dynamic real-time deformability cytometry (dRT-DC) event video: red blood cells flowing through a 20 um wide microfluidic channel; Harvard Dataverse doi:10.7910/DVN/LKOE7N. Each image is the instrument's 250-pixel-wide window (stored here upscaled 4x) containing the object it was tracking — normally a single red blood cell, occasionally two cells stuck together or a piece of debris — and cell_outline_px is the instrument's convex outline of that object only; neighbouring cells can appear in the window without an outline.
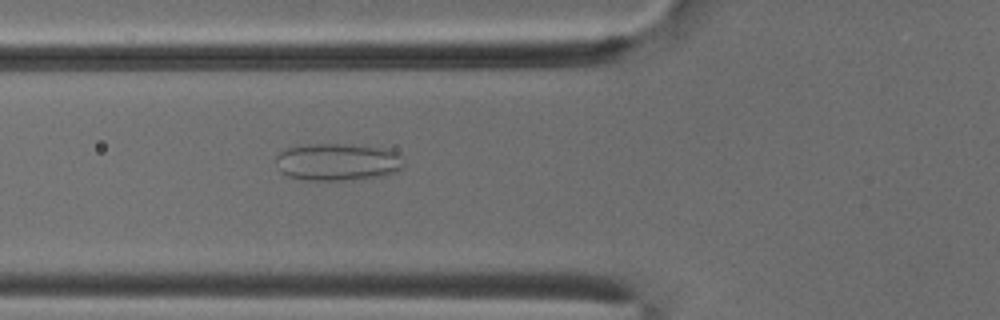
{"species": "common noctule bat (a hibernating species)", "species_latin": "Nyctalus noctula", "temperature_condition": "cold", "stored_images_in_passage": 52, "camera_frame_rate_fps": 3000, "um_per_image_px": 0.085, "animal": {"sex": "male", "body_mass_g": 18.8}, "frame": {"image": 1, "passage_image": 19, "time_ms": 6.0, "image_size_px": [1000, 320], "cell_outline_px": [[404, 168], [400, 172], [380, 176], [348, 180], [300, 180], [288, 176], [280, 172], [276, 160], [276, 156], [280, 152], [288, 148], [308, 144], [352, 144], [384, 148], [396, 152], [400, 156], [404, 164]], "centroid_in_image_um": [28.72, 13.77], "position_along_channel_um": 97.1, "area_um2": 28.09}}
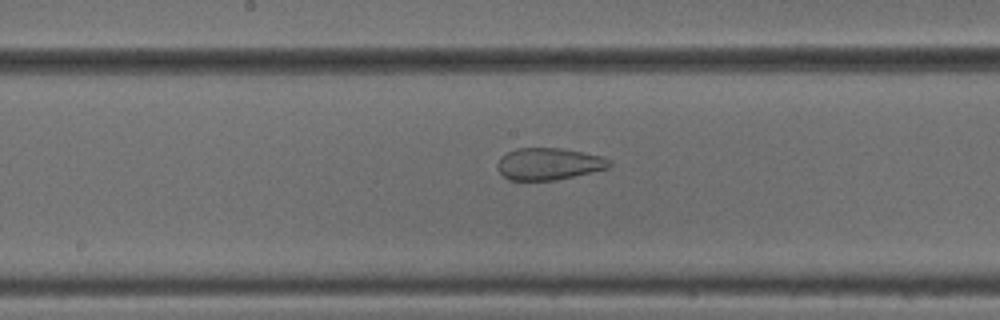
{"frame": {"image": 2, "passage_image": 27, "time_ms": 8.667, "image_size_px": [1000, 320], "cell_outline_px": [[612, 164], [608, 168], [556, 180], [508, 180], [496, 168], [496, 164], [500, 156], [516, 148], [560, 148], [604, 156], [612, 160]], "centroid_in_image_um": [46.64, 13.92], "position_along_channel_um": 201.6, "area_um2": 20.98}}
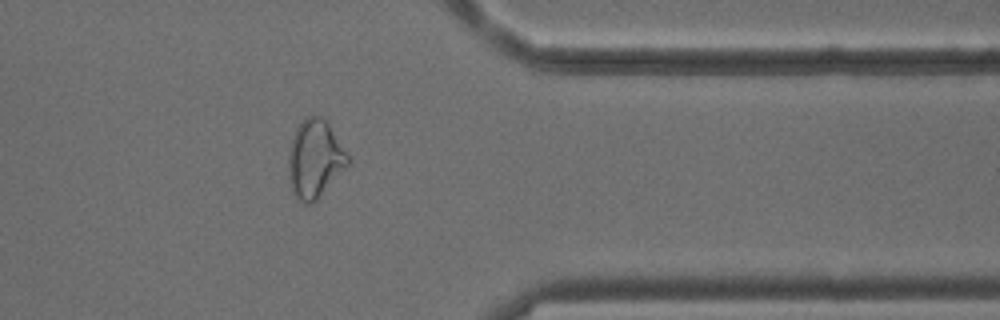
{"frame": {"image": 3, "passage_image": 42, "time_ms": 13.667, "image_size_px": [1000, 320], "cell_outline_px": [[352, 160], [316, 200], [312, 204], [304, 204], [292, 192], [288, 176], [288, 156], [292, 136], [296, 128], [308, 116], [320, 116], [328, 120], [352, 156]], "centroid_in_image_um": [26.8, 13.47], "position_along_channel_um": 384.6, "area_um2": 27.51}, "authors_computed_cell_mechanics": {"area_um2": 28.0041, "velocity_mm_per_s": 3.878, "shape_relaxation_time_tau1_ms": null, "shape_relaxation_time_tau2_ms": 1.4296, "deformation_change_tau1": null, "deformation_change_tau2": 0.0962}}